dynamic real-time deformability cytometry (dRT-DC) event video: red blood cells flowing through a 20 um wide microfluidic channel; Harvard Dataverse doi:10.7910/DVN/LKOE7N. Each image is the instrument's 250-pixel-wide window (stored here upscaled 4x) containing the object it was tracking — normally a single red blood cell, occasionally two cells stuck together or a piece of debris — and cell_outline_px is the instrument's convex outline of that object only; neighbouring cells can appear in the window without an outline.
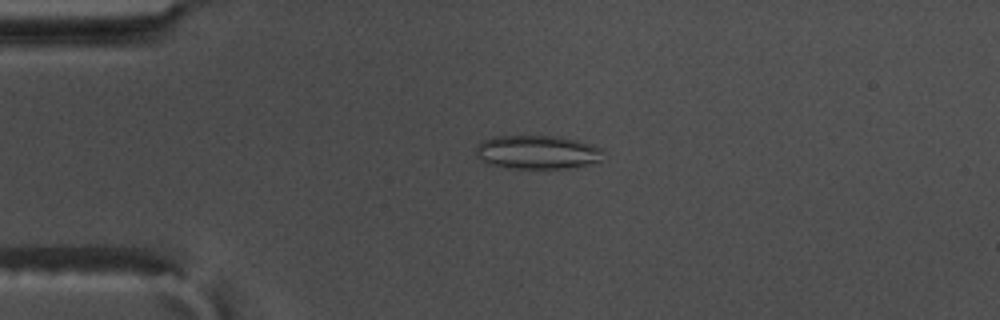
{"species": "common noctule bat (a hibernating species)", "species_latin": "Nyctalus noctula", "temperature_condition": "warm", "stored_images_in_passage": 52, "camera_frame_rate_fps": 3000, "um_per_image_px": 0.085, "animal": {"sex": "male", "body_mass_g": 17.5, "forearm_length_mm": 52.3}, "frame": {"image": 1, "passage_image": 9, "time_ms": 2.667, "image_size_px": [1000, 320], "cell_outline_px": [[604, 148], [600, 164], [568, 168], [508, 168], [492, 164], [480, 160], [476, 156], [476, 144], [492, 136], [560, 136], [592, 144]], "centroid_in_image_um": [45.73, 12.94], "position_along_channel_um": 39.3, "area_um2": 25.49}}
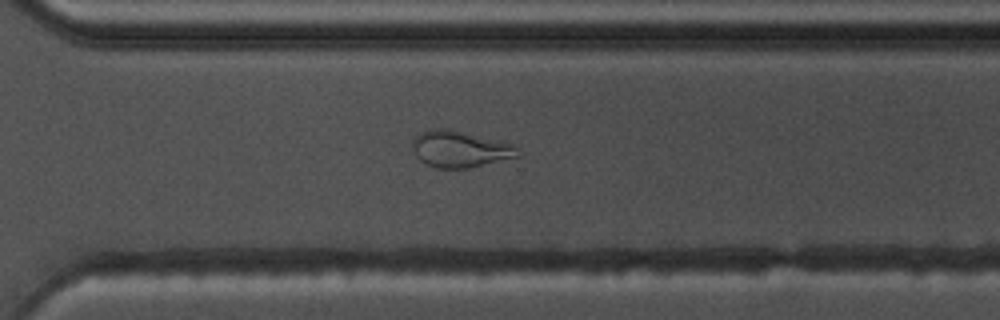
{"frame": {"image": 2, "passage_image": 36, "time_ms": 11.667, "image_size_px": [1000, 320], "cell_outline_px": [[520, 156], [468, 168], [436, 168], [424, 164], [416, 156], [412, 148], [412, 140], [420, 132], [436, 128], [444, 128], [516, 144]], "centroid_in_image_um": [39.08, 12.68], "position_along_channel_um": 331.5, "area_um2": 22.37}}
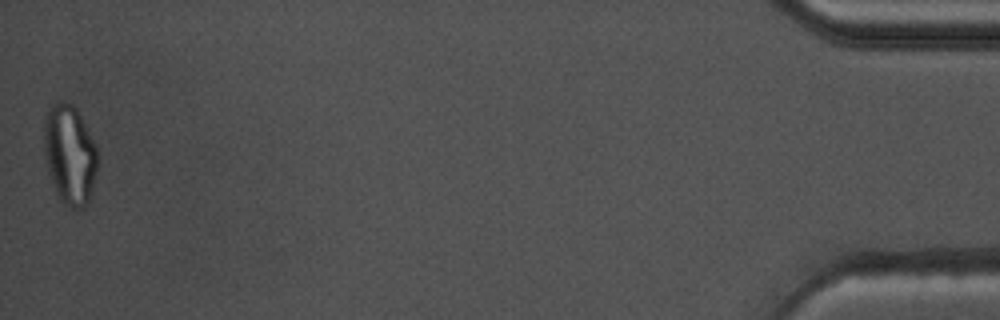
{"frame": {"image": 3, "passage_image": 52, "time_ms": 17.0, "image_size_px": [1000, 320], "cell_outline_px": [[96, 168], [92, 192], [88, 204], [84, 208], [72, 208], [60, 200], [56, 192], [48, 168], [44, 152], [44, 116], [48, 108], [56, 100], [72, 104], [76, 108], [96, 144]], "centroid_in_image_um": [5.92, 13.11], "position_along_channel_um": 429.3, "area_um2": 30.98}, "authors_computed_cell_mechanics": {"area_um2": 24.4205, "velocity_mm_per_s": 3.5996, "shape_relaxation_time_tau1_ms": null, "shape_relaxation_time_tau2_ms": 2.2614, "deformation_change_tau1": null, "deformation_change_tau2": 0.1047}}